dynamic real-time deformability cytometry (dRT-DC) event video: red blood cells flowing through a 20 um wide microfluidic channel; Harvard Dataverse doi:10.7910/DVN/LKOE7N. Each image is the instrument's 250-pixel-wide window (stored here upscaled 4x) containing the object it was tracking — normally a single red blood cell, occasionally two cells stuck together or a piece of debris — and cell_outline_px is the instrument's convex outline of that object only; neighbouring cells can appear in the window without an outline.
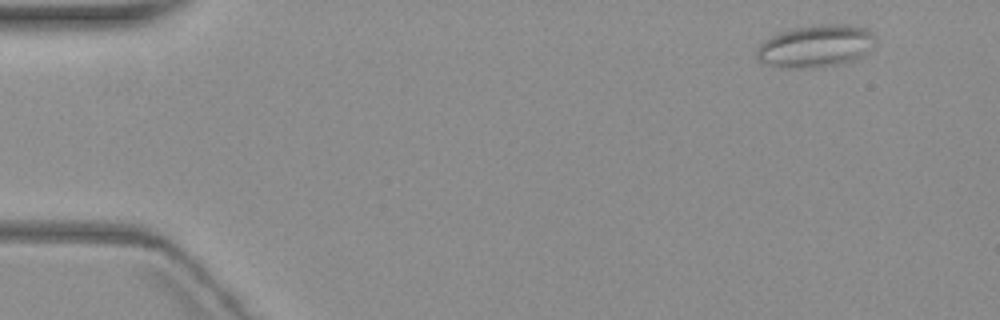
{"species": "common noctule bat (a hibernating species)", "species_latin": "Nyctalus noctula", "temperature_condition": "warm", "stored_images_in_passage": 10, "camera_frame_rate_fps": 3000, "um_per_image_px": 0.085, "animal": {"sex": "female", "body_mass_g": 19.3, "forearm_length_mm": 54.1}, "frame": {"image": 1, "passage_image": 1, "time_ms": 0.0, "image_size_px": [1000, 320], "cell_outline_px": [[876, 36], [864, 52], [860, 56], [852, 60], [840, 64], [824, 68], [784, 68], [764, 64], [756, 56], [756, 52], [760, 44], [764, 40], [780, 32], [792, 28], [812, 24], [848, 24], [864, 28], [872, 32]], "centroid_in_image_um": [69.27, 3.92], "position_along_channel_um": 15.7, "area_um2": 29.3}}
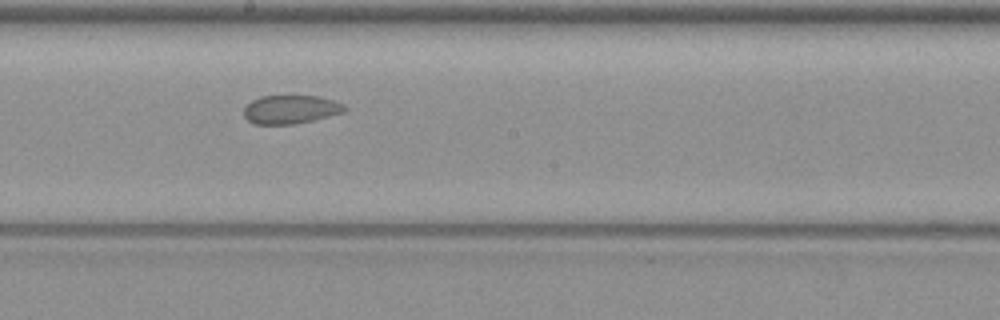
{"frame": {"image": 2, "passage_image": 9, "time_ms": 9.333, "image_size_px": [1000, 320], "cell_outline_px": [[348, 108], [344, 112], [312, 120], [292, 124], [252, 124], [244, 116], [244, 108], [252, 100], [260, 96], [320, 96], [344, 104]], "centroid_in_image_um": [24.7, 9.3], "position_along_channel_um": 223.5, "area_um2": 16.7}}
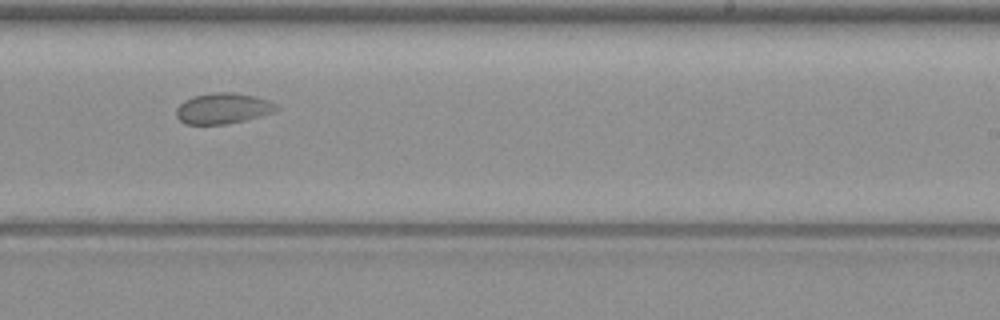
{"frame": {"image": 3, "passage_image": 10, "time_ms": 10.667, "image_size_px": [1000, 320], "cell_outline_px": [[280, 108], [276, 112], [244, 120], [224, 124], [184, 124], [176, 116], [176, 108], [184, 100], [192, 96], [212, 92], [236, 92], [256, 96], [268, 100], [276, 104]], "centroid_in_image_um": [18.96, 9.2], "position_along_channel_um": 270.0, "area_um2": 18.15}}